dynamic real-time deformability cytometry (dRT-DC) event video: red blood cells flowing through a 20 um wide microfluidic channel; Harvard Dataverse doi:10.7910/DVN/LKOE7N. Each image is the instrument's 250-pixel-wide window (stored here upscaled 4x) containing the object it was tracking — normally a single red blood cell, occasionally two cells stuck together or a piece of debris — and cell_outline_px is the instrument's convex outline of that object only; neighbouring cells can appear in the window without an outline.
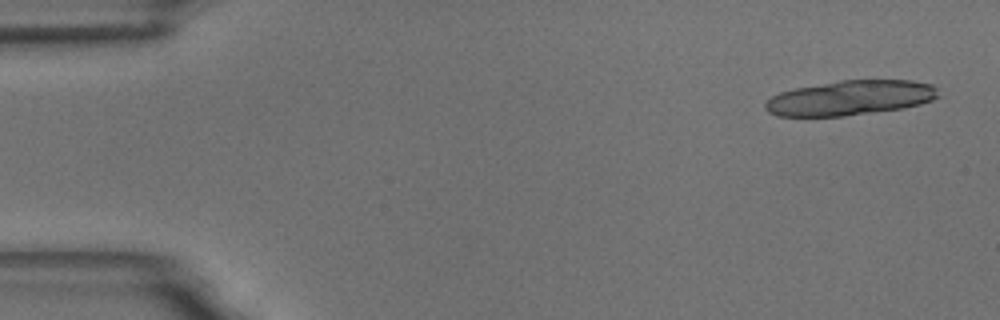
{"species": "common noctule bat (a hibernating species)", "species_latin": "Nyctalus noctula", "temperature_condition": "room temperature", "stored_images_in_passage": 5, "camera_frame_rate_fps": 3000, "um_per_image_px": 0.085, "animal": {"sex": "male", "body_mass_g": 18.8}, "frame": {"image": 1, "passage_image": 1, "time_ms": 0.0, "image_size_px": [1000, 320], "cell_outline_px": [[940, 96], [932, 100], [920, 104], [904, 108], [844, 116], [776, 116], [768, 112], [764, 108], [764, 104], [772, 96], [780, 92], [796, 88], [840, 80], [912, 80], [932, 84], [936, 88]], "centroid_in_image_um": [72.28, 8.32], "position_along_channel_um": 12.7, "area_um2": 35.14}}